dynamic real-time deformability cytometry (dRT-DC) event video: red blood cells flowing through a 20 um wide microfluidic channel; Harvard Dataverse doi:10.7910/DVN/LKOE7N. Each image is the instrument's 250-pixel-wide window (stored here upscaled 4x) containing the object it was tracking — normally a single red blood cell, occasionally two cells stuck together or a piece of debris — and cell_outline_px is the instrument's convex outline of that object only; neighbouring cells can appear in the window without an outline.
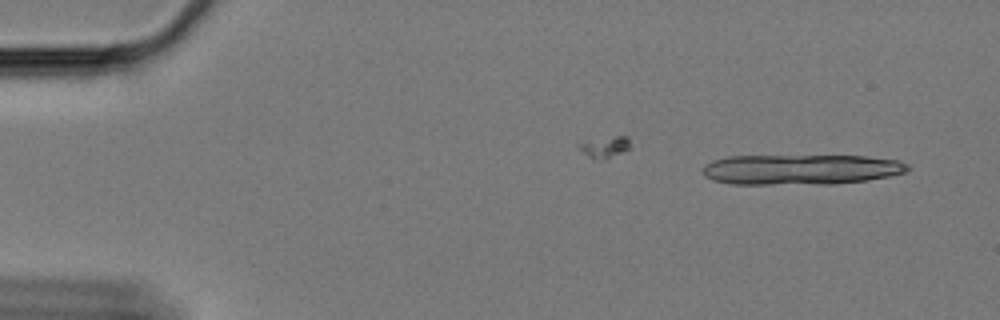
{"species": "Egyptian fruit bat (a non-hibernating species)", "species_latin": "Rousettus aegyptiacus", "temperature_condition": "cold", "stored_images_in_passage": 13, "camera_frame_rate_fps": 3000, "um_per_image_px": 0.085, "animal": {"sex": "female"}, "frame": {"image": 1, "passage_image": 3, "time_ms": 0.667, "image_size_px": [1000, 320], "cell_outline_px": [[908, 168], [904, 172], [888, 176], [868, 180], [832, 184], [732, 184], [712, 180], [704, 176], [704, 168], [712, 160], [728, 156], [864, 156], [896, 160], [908, 164]], "centroid_in_image_um": [68.05, 14.41], "position_along_channel_um": 17.0, "area_um2": 36.01}}